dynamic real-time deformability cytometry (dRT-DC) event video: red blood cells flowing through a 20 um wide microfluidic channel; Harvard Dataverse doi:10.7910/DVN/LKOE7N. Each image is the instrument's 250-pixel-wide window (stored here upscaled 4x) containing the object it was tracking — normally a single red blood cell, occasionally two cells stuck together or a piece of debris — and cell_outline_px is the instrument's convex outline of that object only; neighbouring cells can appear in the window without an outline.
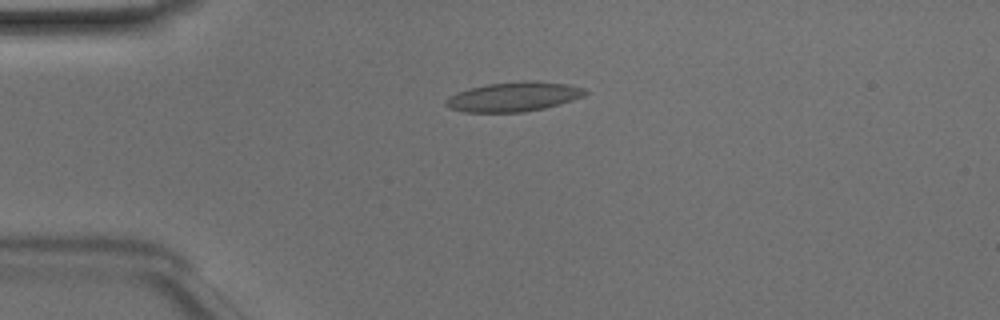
{"species": "Egyptian fruit bat (a non-hibernating species)", "species_latin": "Rousettus aegyptiacus", "temperature_condition": "room temperature", "stored_images_in_passage": 49, "camera_frame_rate_fps": 3000, "um_per_image_px": 0.085, "animal": {"sex": "male"}, "frame": {"image": 1, "passage_image": 12, "time_ms": 3.667, "image_size_px": [1000, 320], "cell_outline_px": [[588, 92], [584, 96], [572, 100], [544, 108], [524, 112], [464, 112], [448, 108], [444, 104], [444, 100], [448, 96], [472, 88], [488, 84], [524, 80], [536, 80], [568, 84], [584, 88]], "centroid_in_image_um": [43.66, 8.22], "position_along_channel_um": 41.3, "area_um2": 23.99}}
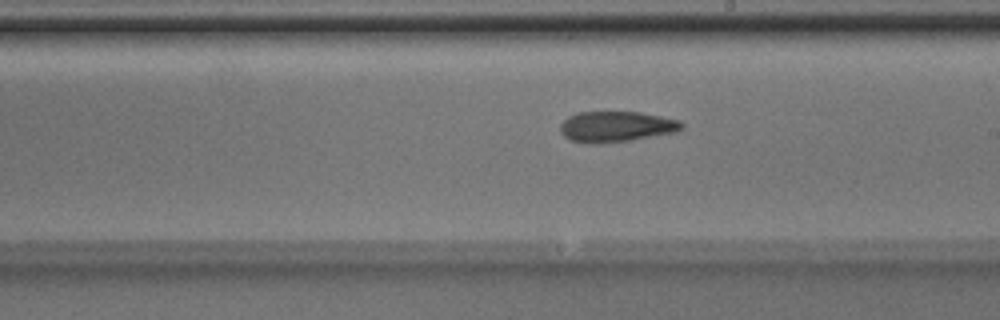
{"frame": {"image": 2, "passage_image": 28, "time_ms": 9.0, "image_size_px": [1000, 320], "cell_outline_px": [[684, 128], [676, 132], [628, 140], [600, 144], [588, 144], [572, 140], [564, 136], [560, 132], [560, 124], [568, 116], [576, 112], [640, 112], [680, 120], [684, 124]], "centroid_in_image_um": [52.37, 10.76], "position_along_channel_um": 236.6, "area_um2": 21.79}}
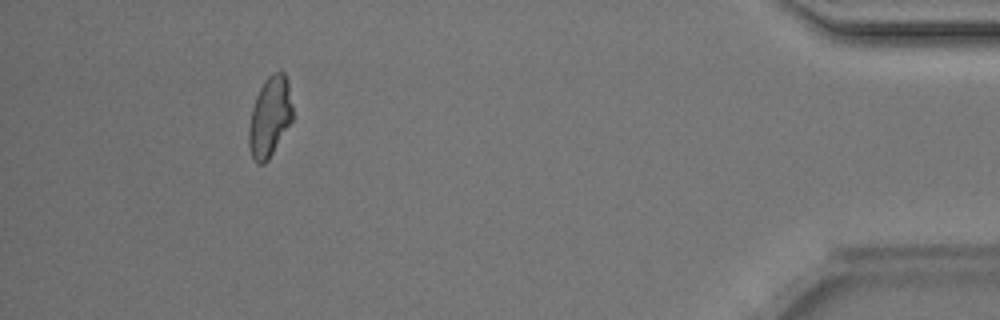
{"frame": {"image": 3, "passage_image": 45, "time_ms": 14.667, "image_size_px": [1000, 320], "cell_outline_px": [[292, 120], [268, 160], [264, 164], [256, 164], [248, 148], [248, 128], [252, 108], [256, 96], [264, 80], [272, 72], [280, 68], [284, 72], [288, 80], [292, 104]], "centroid_in_image_um": [22.92, 9.89], "position_along_channel_um": 412.3, "area_um2": 20.69}, "authors_computed_cell_mechanics": {"area_um2": 21.7906, "velocity_mm_per_s": 4.1536, "shape_relaxation_time_tau1_ms": 8.729, "shape_relaxation_time_tau2_ms": 4.456, "deformation_change_tau1": 0.1574, "deformation_change_tau2": 0.1048}}